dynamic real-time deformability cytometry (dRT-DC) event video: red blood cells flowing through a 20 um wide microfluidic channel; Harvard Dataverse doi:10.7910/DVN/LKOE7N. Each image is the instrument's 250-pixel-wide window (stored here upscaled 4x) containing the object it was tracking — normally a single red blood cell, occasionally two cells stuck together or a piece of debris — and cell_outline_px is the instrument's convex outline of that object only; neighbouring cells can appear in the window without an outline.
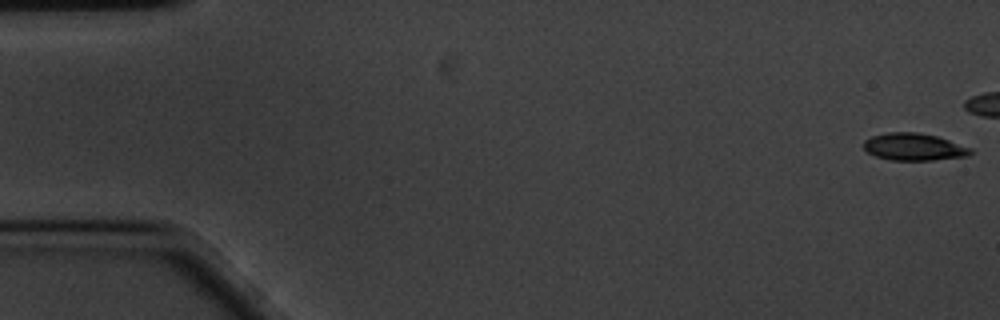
{"species": "common noctule bat (a hibernating species)", "species_latin": "Nyctalus noctula", "temperature_condition": "cold", "stored_images_in_passage": 46, "camera_frame_rate_fps": 3000, "um_per_image_px": 0.085, "animal": {"sex": "male", "body_mass_g": 20.1, "forearm_length_mm": 53.5}, "frame": {"image": 1, "passage_image": 1, "time_ms": 0.0, "image_size_px": [1000, 320], "cell_outline_px": [[972, 152], [968, 156], [932, 160], [892, 160], [876, 156], [868, 152], [864, 148], [864, 140], [872, 136], [888, 132], [916, 132], [936, 136], [972, 148]], "centroid_in_image_um": [77.68, 12.48], "position_along_channel_um": 7.3, "area_um2": 16.82}}
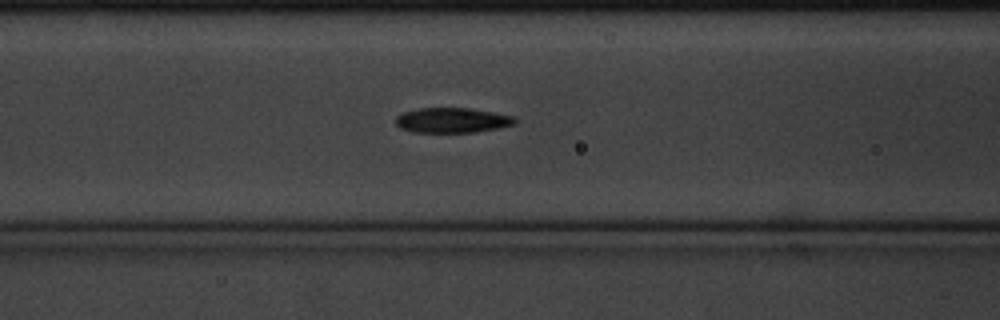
{"frame": {"image": 2, "passage_image": 23, "time_ms": 7.333, "image_size_px": [1000, 320], "cell_outline_px": [[516, 120], [512, 124], [496, 128], [476, 132], [412, 132], [400, 128], [396, 124], [396, 116], [404, 112], [420, 108], [468, 108], [492, 112], [512, 116]], "centroid_in_image_um": [38.37, 10.22], "position_along_channel_um": 128.2, "area_um2": 17.11}}
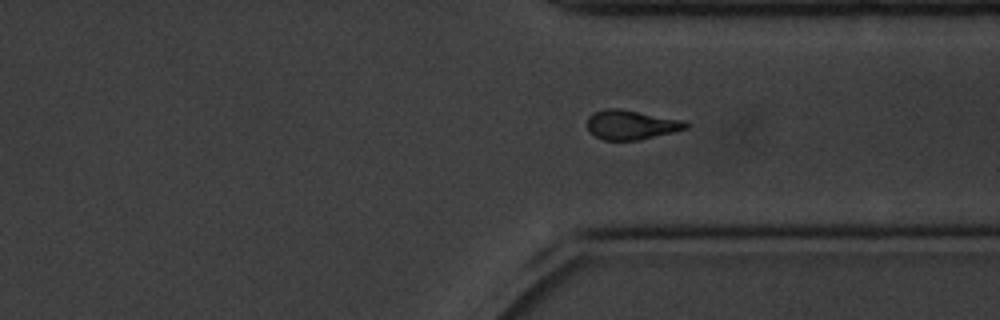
{"frame": {"image": 3, "passage_image": 43, "time_ms": 14.0, "image_size_px": [1000, 320], "cell_outline_px": [[692, 124], [688, 128], [640, 140], [604, 140], [588, 132], [588, 116], [592, 112], [608, 108], [620, 108], [684, 120]], "centroid_in_image_um": [53.66, 10.6], "position_along_channel_um": 357.7, "area_um2": 17.11}}